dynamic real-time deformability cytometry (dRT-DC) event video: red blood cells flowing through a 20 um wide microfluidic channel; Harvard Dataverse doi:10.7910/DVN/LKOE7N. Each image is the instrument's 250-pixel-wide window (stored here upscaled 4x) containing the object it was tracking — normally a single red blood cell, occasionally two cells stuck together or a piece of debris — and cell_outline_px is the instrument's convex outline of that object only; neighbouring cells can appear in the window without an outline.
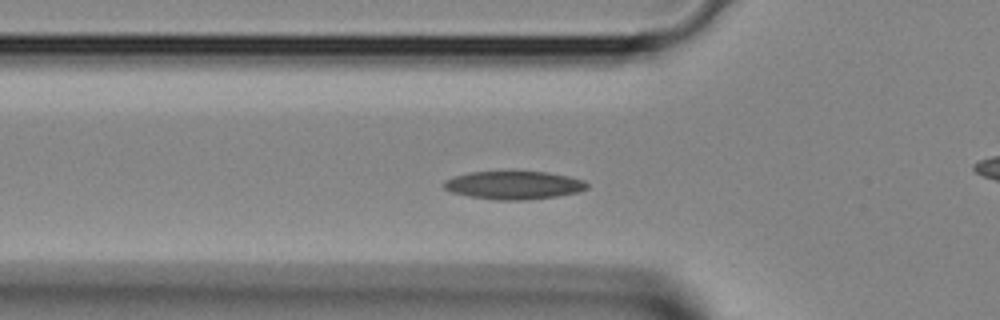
{"species": "Egyptian fruit bat (a non-hibernating species)", "species_latin": "Rousettus aegyptiacus", "temperature_condition": "room temperature", "stored_images_in_passage": 33, "camera_frame_rate_fps": 3000, "um_per_image_px": 0.085, "animal": {"sex": "female"}, "frame": {"image": 1, "passage_image": 11, "time_ms": 3.333, "image_size_px": [1000, 320], "cell_outline_px": [[588, 188], [576, 192], [556, 196], [524, 200], [496, 200], [468, 196], [452, 192], [444, 188], [444, 180], [452, 176], [468, 172], [548, 172], [568, 176], [584, 180], [588, 184]], "centroid_in_image_um": [43.65, 15.74], "position_along_channel_um": 82.2, "area_um2": 23.41}}
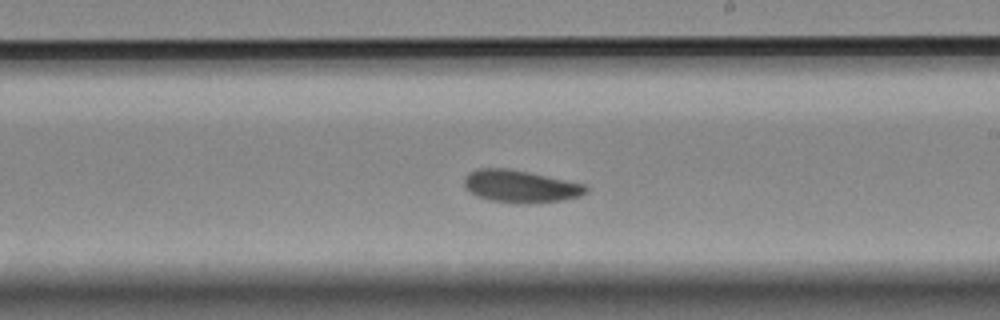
{"frame": {"image": 2, "passage_image": 21, "time_ms": 6.667, "image_size_px": [1000, 320], "cell_outline_px": [[588, 192], [580, 196], [560, 200], [528, 204], [512, 204], [492, 200], [476, 196], [464, 188], [464, 176], [468, 172], [476, 168], [508, 168], [528, 172], [584, 184], [588, 188]], "centroid_in_image_um": [44.18, 15.84], "position_along_channel_um": 244.8, "area_um2": 23.18}}
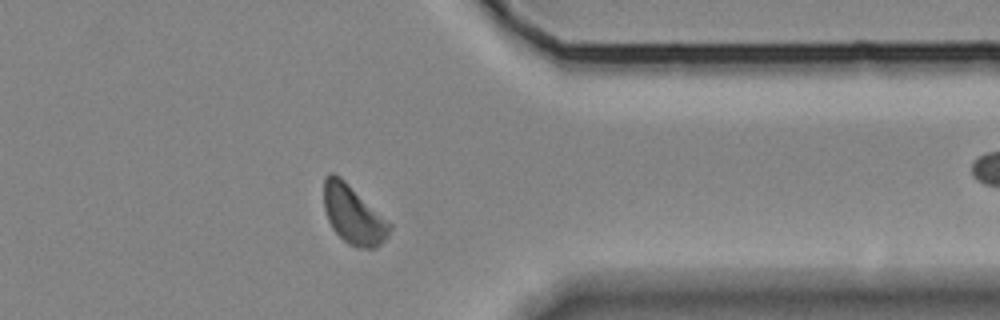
{"frame": {"image": 3, "passage_image": 30, "time_ms": 9.667, "image_size_px": [1000, 320], "cell_outline_px": [[392, 228], [388, 236], [376, 248], [356, 248], [348, 244], [332, 228], [328, 220], [324, 208], [324, 176], [328, 172], [332, 172], [340, 176], [392, 224]], "centroid_in_image_um": [30.03, 18.25], "position_along_channel_um": 381.4, "area_um2": 22.48}}